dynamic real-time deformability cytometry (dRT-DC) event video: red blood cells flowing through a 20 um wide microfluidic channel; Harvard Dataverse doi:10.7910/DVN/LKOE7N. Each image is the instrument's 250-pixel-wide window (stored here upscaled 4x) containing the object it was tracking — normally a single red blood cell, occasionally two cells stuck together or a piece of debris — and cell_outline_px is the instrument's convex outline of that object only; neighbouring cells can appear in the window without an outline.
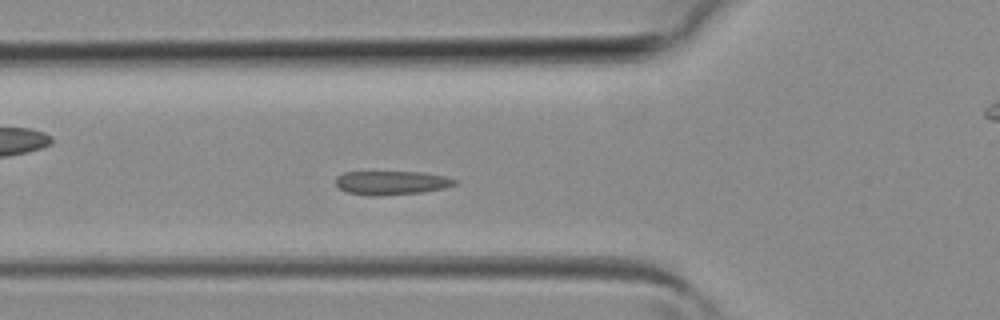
{"species": "common noctule bat (a hibernating species)", "species_latin": "Nyctalus noctula", "temperature_condition": "room temperature", "stored_images_in_passage": 40, "camera_frame_rate_fps": 3000, "um_per_image_px": 0.085, "animal": {"sex": "female", "body_mass_g": 19.3, "forearm_length_mm": 54.1}, "frame": {"image": 1, "passage_image": 13, "time_ms": 4.0, "image_size_px": [1000, 320], "cell_outline_px": [[456, 184], [444, 188], [424, 192], [376, 196], [368, 196], [348, 192], [340, 188], [336, 184], [336, 176], [344, 172], [368, 168], [372, 168], [424, 172], [444, 176], [456, 180]], "centroid_in_image_um": [33.2, 15.46], "position_along_channel_um": 92.6, "area_um2": 17.74}}
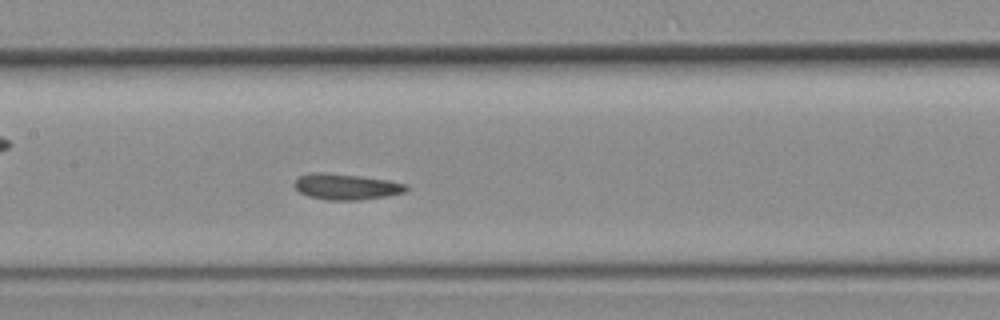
{"frame": {"image": 2, "passage_image": 18, "time_ms": 5.667, "image_size_px": [1000, 320], "cell_outline_px": [[408, 188], [404, 192], [388, 196], [360, 200], [328, 200], [308, 196], [300, 192], [296, 188], [296, 176], [312, 172], [324, 172], [360, 176], [388, 180], [408, 184]], "centroid_in_image_um": [29.44, 15.86], "position_along_channel_um": 178.0, "area_um2": 16.94}}
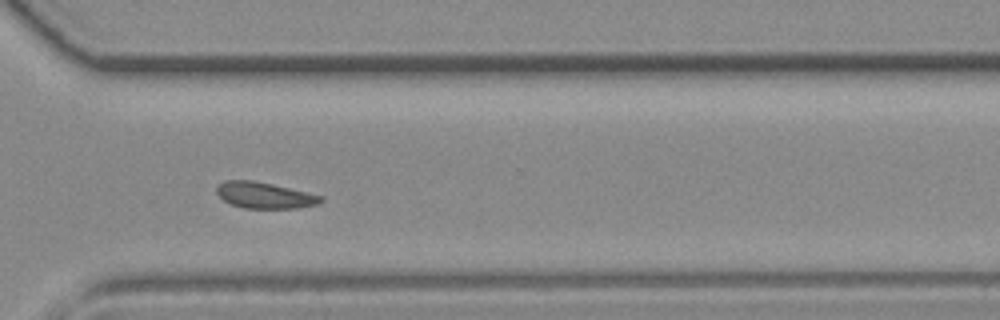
{"frame": {"image": 3, "passage_image": 28, "time_ms": 9.0, "image_size_px": [1000, 320], "cell_outline_px": [[324, 200], [320, 204], [296, 208], [244, 208], [232, 204], [224, 200], [216, 192], [216, 188], [224, 180], [252, 180], [272, 184], [324, 196]], "centroid_in_image_um": [22.52, 16.6], "position_along_channel_um": 348.1, "area_um2": 15.84}}